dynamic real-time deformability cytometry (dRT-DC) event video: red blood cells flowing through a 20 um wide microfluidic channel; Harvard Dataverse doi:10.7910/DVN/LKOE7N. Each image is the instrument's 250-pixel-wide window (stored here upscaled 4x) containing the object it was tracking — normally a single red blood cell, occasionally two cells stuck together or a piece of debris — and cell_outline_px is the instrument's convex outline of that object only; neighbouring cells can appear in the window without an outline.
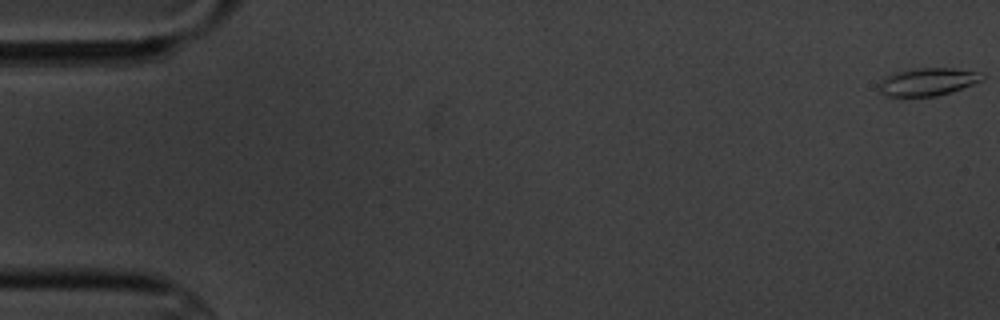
{"species": "common noctule bat (a hibernating species)", "species_latin": "Nyctalus noctula", "temperature_condition": "cold", "stored_images_in_passage": 5, "camera_frame_rate_fps": 3000, "um_per_image_px": 0.085, "animal": {"sex": "male", "body_mass_g": 20.1, "forearm_length_mm": 53.5}, "frame": {"image": 1, "passage_image": 1, "time_ms": 0.0, "image_size_px": [1000, 320], "cell_outline_px": [[984, 80], [936, 96], [888, 96], [880, 92], [876, 84], [888, 76], [896, 72], [916, 68], [952, 68], [976, 72], [984, 76]], "centroid_in_image_um": [78.81, 6.95], "position_along_channel_um": 6.2, "area_um2": 16.36}}